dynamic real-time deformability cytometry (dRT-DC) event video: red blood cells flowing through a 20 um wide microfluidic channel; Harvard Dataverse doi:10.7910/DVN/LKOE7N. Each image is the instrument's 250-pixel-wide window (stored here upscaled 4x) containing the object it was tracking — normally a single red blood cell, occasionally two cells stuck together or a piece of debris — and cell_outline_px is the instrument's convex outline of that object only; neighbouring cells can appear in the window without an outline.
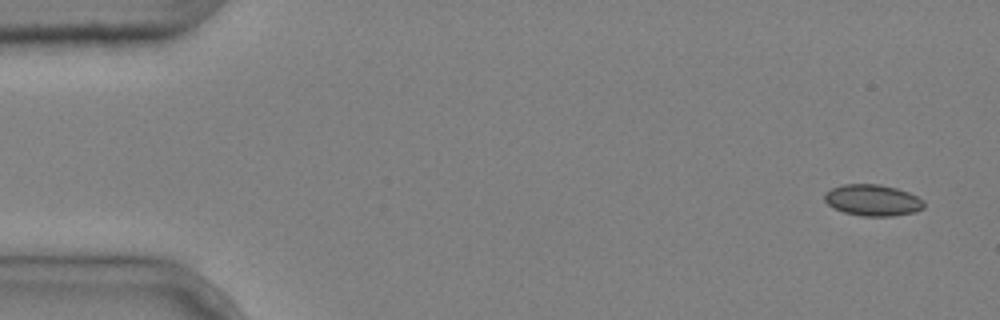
{"species": "common noctule bat (a hibernating species)", "species_latin": "Nyctalus noctula", "temperature_condition": "cold", "stored_images_in_passage": 5, "camera_frame_rate_fps": 3000, "um_per_image_px": 0.085, "animal": {"sex": "male", "body_mass_g": 20.4}, "frame": {"image": 1, "passage_image": 1, "time_ms": 0.0, "image_size_px": [1000, 320], "cell_outline_px": [[924, 208], [916, 212], [892, 216], [860, 216], [844, 212], [828, 204], [824, 200], [824, 192], [832, 188], [844, 184], [880, 184], [896, 188], [908, 192], [924, 200]], "centroid_in_image_um": [74.19, 17.02], "position_along_channel_um": 10.8, "area_um2": 18.21}}
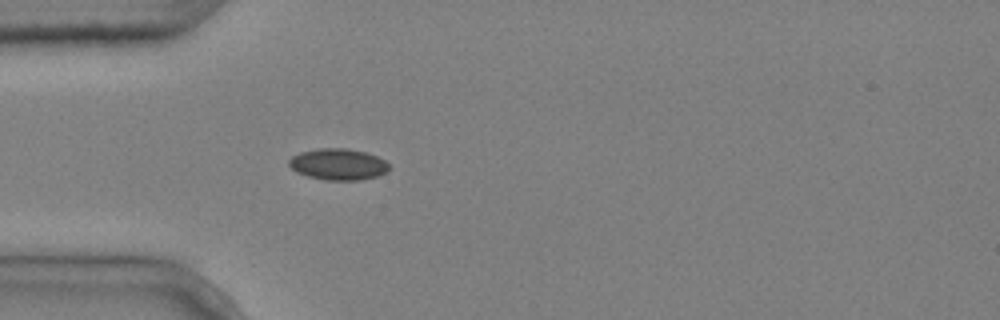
{"frame": {"image": 2, "passage_image": 4, "time_ms": 1.0, "image_size_px": [1000, 320], "cell_outline_px": [[388, 172], [376, 176], [360, 180], [324, 180], [308, 176], [296, 172], [288, 164], [288, 160], [292, 156], [300, 152], [316, 148], [344, 148], [364, 152], [376, 156], [384, 160], [388, 164]], "centroid_in_image_um": [28.71, 13.96], "position_along_channel_um": 56.3, "area_um2": 18.26}}